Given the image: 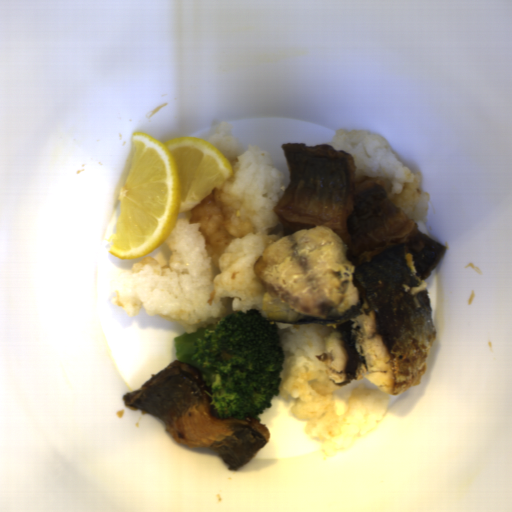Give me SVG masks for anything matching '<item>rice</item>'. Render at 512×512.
I'll return each mask as SVG.
<instances>
[{
  "mask_svg": "<svg viewBox=\"0 0 512 512\" xmlns=\"http://www.w3.org/2000/svg\"><path fill=\"white\" fill-rule=\"evenodd\" d=\"M231 132L232 124L223 121L204 139L225 156L232 176L178 213L163 241L171 258H141L117 282L113 303L129 318L145 311L189 334L230 313L255 309L267 316V289L254 266L288 236L274 209L288 188L269 153L252 144L240 153Z\"/></svg>",
  "mask_w": 512,
  "mask_h": 512,
  "instance_id": "rice-1",
  "label": "rice"
},
{
  "mask_svg": "<svg viewBox=\"0 0 512 512\" xmlns=\"http://www.w3.org/2000/svg\"><path fill=\"white\" fill-rule=\"evenodd\" d=\"M275 323L283 349L279 396L292 400V416L305 423L306 437L318 441L321 454L334 457L375 432L387 414L390 398L378 386L355 385L347 411L339 414L335 410L337 385L328 378L325 361L319 360L333 328Z\"/></svg>",
  "mask_w": 512,
  "mask_h": 512,
  "instance_id": "rice-2",
  "label": "rice"
},
{
  "mask_svg": "<svg viewBox=\"0 0 512 512\" xmlns=\"http://www.w3.org/2000/svg\"><path fill=\"white\" fill-rule=\"evenodd\" d=\"M328 145L350 152L358 179L375 177L390 186L391 202L412 221H425L432 194L422 190V175L413 172L391 151L386 138L370 135L369 130L340 128Z\"/></svg>",
  "mask_w": 512,
  "mask_h": 512,
  "instance_id": "rice-3",
  "label": "rice"
}]
</instances>
